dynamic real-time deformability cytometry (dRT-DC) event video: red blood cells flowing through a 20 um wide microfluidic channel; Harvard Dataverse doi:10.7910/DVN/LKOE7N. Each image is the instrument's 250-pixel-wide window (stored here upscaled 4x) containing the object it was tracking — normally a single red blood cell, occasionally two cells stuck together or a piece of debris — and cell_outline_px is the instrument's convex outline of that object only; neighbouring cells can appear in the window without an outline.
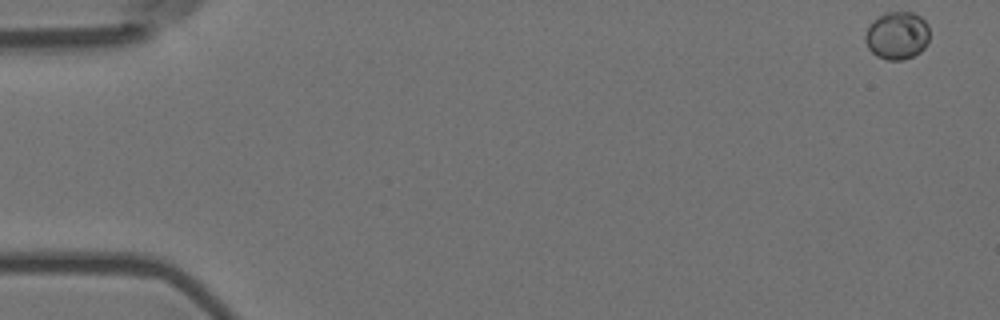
{"species": "Egyptian fruit bat (a non-hibernating species)", "species_latin": "Rousettus aegyptiacus", "temperature_condition": "room temperature", "stored_images_in_passage": 11, "camera_frame_rate_fps": 3000, "um_per_image_px": 0.085, "animal": {"sex": "female"}, "frame": {"image": 1, "passage_image": 1, "time_ms": 0.0, "image_size_px": [1000, 320], "cell_outline_px": [[928, 40], [924, 48], [920, 52], [904, 60], [888, 60], [876, 56], [868, 48], [864, 40], [864, 36], [872, 20], [888, 12], [912, 12], [920, 16], [928, 24]], "centroid_in_image_um": [76.24, 3.03], "position_along_channel_um": 8.8, "area_um2": 17.92}}